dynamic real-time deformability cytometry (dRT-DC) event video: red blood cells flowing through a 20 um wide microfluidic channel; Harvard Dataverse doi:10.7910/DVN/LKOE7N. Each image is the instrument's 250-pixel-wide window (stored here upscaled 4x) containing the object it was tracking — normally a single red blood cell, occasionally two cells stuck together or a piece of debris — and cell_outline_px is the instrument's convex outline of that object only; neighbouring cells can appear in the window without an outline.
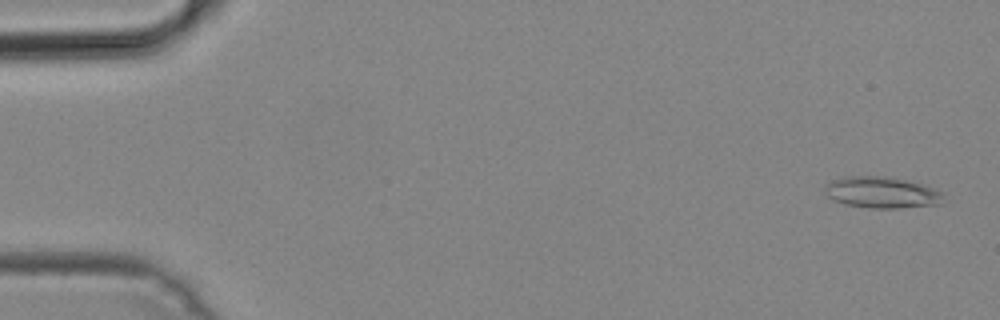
{"species": "common noctule bat (a hibernating species)", "species_latin": "Nyctalus noctula", "temperature_condition": "cold", "stored_images_in_passage": 50, "camera_frame_rate_fps": 3000, "um_per_image_px": 0.085, "animal": {"sex": "male", "body_mass_g": 19.2, "forearm_length_mm": 51.8}, "frame": {"image": 1, "passage_image": 2, "time_ms": 0.333, "image_size_px": [1000, 320], "cell_outline_px": [[944, 192], [940, 204], [900, 208], [868, 208], [844, 204], [832, 200], [824, 192], [824, 184], [828, 180], [844, 176], [888, 176], [920, 184]], "centroid_in_image_um": [74.86, 16.35], "position_along_channel_um": 10.1, "area_um2": 21.91}}
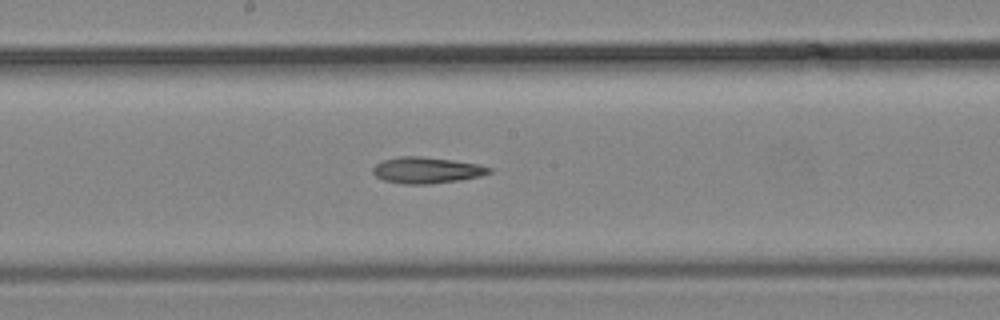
{"frame": {"image": 2, "passage_image": 27, "time_ms": 8.667, "image_size_px": [1000, 320], "cell_outline_px": [[492, 172], [480, 176], [460, 180], [428, 184], [404, 184], [384, 180], [376, 176], [372, 172], [372, 168], [376, 164], [384, 160], [400, 156], [420, 156], [452, 160], [480, 164], [492, 168]], "centroid_in_image_um": [36.28, 14.46], "position_along_channel_um": 211.9, "area_um2": 17.74}}
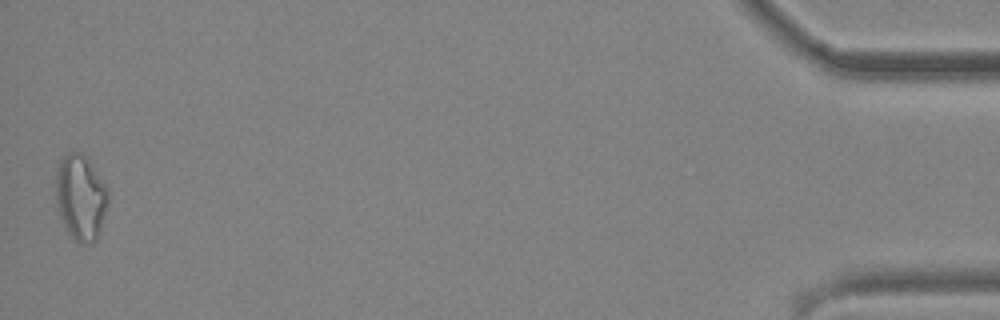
{"frame": {"image": 3, "passage_image": 50, "time_ms": 16.333, "image_size_px": [1000, 320], "cell_outline_px": [[108, 204], [96, 240], [92, 244], [80, 244], [72, 240], [68, 232], [60, 212], [56, 200], [56, 168], [60, 160], [68, 152], [80, 152], [88, 160], [108, 188]], "centroid_in_image_um": [6.86, 16.79], "position_along_channel_um": 428.3, "area_um2": 25.89}}